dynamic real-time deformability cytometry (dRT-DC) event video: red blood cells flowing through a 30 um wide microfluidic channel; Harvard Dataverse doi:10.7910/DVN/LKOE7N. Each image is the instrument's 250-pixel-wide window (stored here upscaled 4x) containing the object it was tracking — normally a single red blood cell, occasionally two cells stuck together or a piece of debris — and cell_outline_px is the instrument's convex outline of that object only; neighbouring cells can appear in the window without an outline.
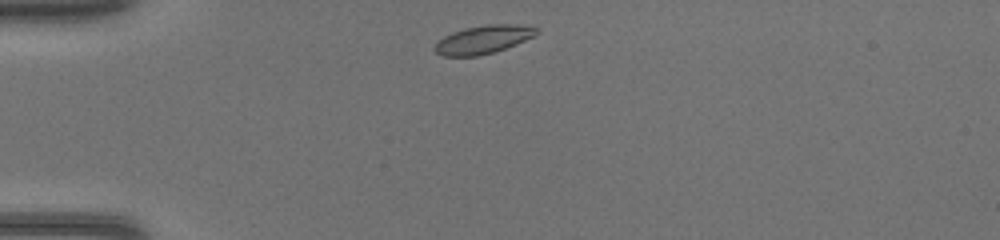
{"species": "common noctule bat (a hibernating species)", "species_latin": "Nyctalus noctula", "temperature_condition": "warm", "stored_images_in_passage": 35, "camera_frame_rate_fps": 3000, "um_per_image_px": 0.085, "animal": {"sex": "female", "body_mass_g": 17.0, "forearm_length_mm": 48.0}, "frame": {"image": 1, "passage_image": 1, "time_ms": 0.0, "image_size_px": [1000, 240], "cell_outline_px": [[540, 32], [536, 36], [516, 44], [492, 52], [476, 56], [444, 56], [436, 52], [432, 48], [444, 36], [452, 32], [464, 28], [488, 24], [516, 24], [536, 28]], "centroid_in_image_um": [41.08, 3.35], "position_along_channel_um": 43.9, "area_um2": 16.65}}
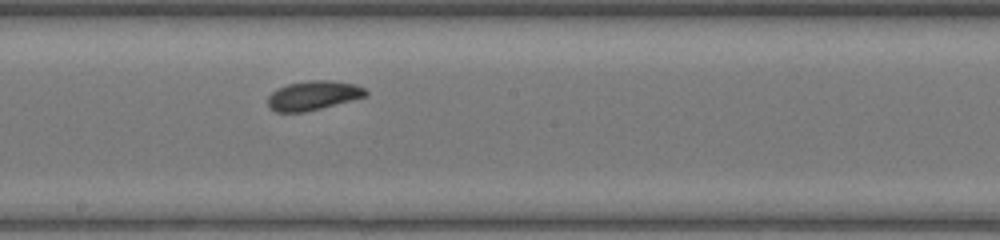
{"frame": {"image": 2, "passage_image": 15, "time_ms": 4.667, "image_size_px": [1000, 240], "cell_outline_px": [[368, 96], [304, 112], [276, 112], [268, 104], [268, 96], [276, 88], [288, 84], [312, 80], [332, 80], [356, 84], [364, 88], [368, 92]], "centroid_in_image_um": [26.65, 8.1], "position_along_channel_um": 221.6, "area_um2": 16.65}}
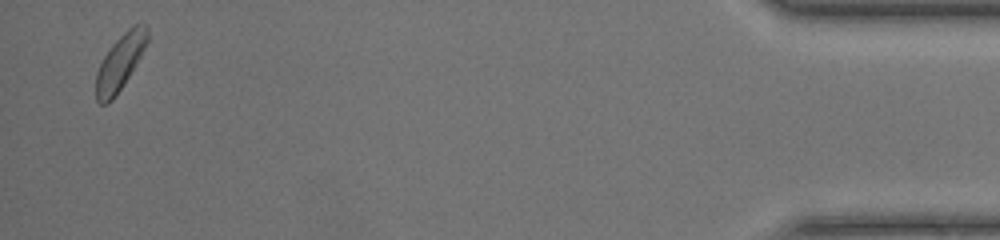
{"frame": {"image": 3, "passage_image": 34, "time_ms": 11.0, "image_size_px": [1000, 240], "cell_outline_px": [[148, 40], [140, 56], [128, 76], [112, 100], [108, 104], [100, 104], [96, 100], [96, 72], [104, 56], [112, 44], [132, 24], [148, 24]], "centroid_in_image_um": [10.2, 5.27], "position_along_channel_um": 425.0, "area_um2": 16.3}}